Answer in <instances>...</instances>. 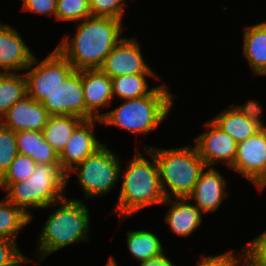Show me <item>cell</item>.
<instances>
[{
  "instance_id": "8",
  "label": "cell",
  "mask_w": 266,
  "mask_h": 266,
  "mask_svg": "<svg viewBox=\"0 0 266 266\" xmlns=\"http://www.w3.org/2000/svg\"><path fill=\"white\" fill-rule=\"evenodd\" d=\"M74 70V67L56 48L48 53L45 59L39 60L34 56L31 64L24 71L27 96L41 103L49 94L63 85Z\"/></svg>"
},
{
  "instance_id": "11",
  "label": "cell",
  "mask_w": 266,
  "mask_h": 266,
  "mask_svg": "<svg viewBox=\"0 0 266 266\" xmlns=\"http://www.w3.org/2000/svg\"><path fill=\"white\" fill-rule=\"evenodd\" d=\"M50 116L74 115L84 120L95 119L86 109L82 70H74L58 89L49 94L42 102Z\"/></svg>"
},
{
  "instance_id": "24",
  "label": "cell",
  "mask_w": 266,
  "mask_h": 266,
  "mask_svg": "<svg viewBox=\"0 0 266 266\" xmlns=\"http://www.w3.org/2000/svg\"><path fill=\"white\" fill-rule=\"evenodd\" d=\"M29 216L22 208L8 201L0 199V238L17 242L20 231L31 223Z\"/></svg>"
},
{
  "instance_id": "37",
  "label": "cell",
  "mask_w": 266,
  "mask_h": 266,
  "mask_svg": "<svg viewBox=\"0 0 266 266\" xmlns=\"http://www.w3.org/2000/svg\"><path fill=\"white\" fill-rule=\"evenodd\" d=\"M105 266H120V265H118V263L116 262V260H115V258L113 256H110L107 259V262H106Z\"/></svg>"
},
{
  "instance_id": "15",
  "label": "cell",
  "mask_w": 266,
  "mask_h": 266,
  "mask_svg": "<svg viewBox=\"0 0 266 266\" xmlns=\"http://www.w3.org/2000/svg\"><path fill=\"white\" fill-rule=\"evenodd\" d=\"M227 181L216 167H205L192 191L187 197L204 214L219 209L228 198ZM196 203V204H195Z\"/></svg>"
},
{
  "instance_id": "25",
  "label": "cell",
  "mask_w": 266,
  "mask_h": 266,
  "mask_svg": "<svg viewBox=\"0 0 266 266\" xmlns=\"http://www.w3.org/2000/svg\"><path fill=\"white\" fill-rule=\"evenodd\" d=\"M153 76L159 80L156 74H133L121 75L111 78L113 99L118 97L120 100L133 99L149 95L155 88H149L147 77Z\"/></svg>"
},
{
  "instance_id": "35",
  "label": "cell",
  "mask_w": 266,
  "mask_h": 266,
  "mask_svg": "<svg viewBox=\"0 0 266 266\" xmlns=\"http://www.w3.org/2000/svg\"><path fill=\"white\" fill-rule=\"evenodd\" d=\"M139 266H175L176 264H174V262H172V260H170V258H168L166 256V253H163L162 255L140 262Z\"/></svg>"
},
{
  "instance_id": "31",
  "label": "cell",
  "mask_w": 266,
  "mask_h": 266,
  "mask_svg": "<svg viewBox=\"0 0 266 266\" xmlns=\"http://www.w3.org/2000/svg\"><path fill=\"white\" fill-rule=\"evenodd\" d=\"M17 243L0 238V266H23L24 263H35L34 259L22 253Z\"/></svg>"
},
{
  "instance_id": "12",
  "label": "cell",
  "mask_w": 266,
  "mask_h": 266,
  "mask_svg": "<svg viewBox=\"0 0 266 266\" xmlns=\"http://www.w3.org/2000/svg\"><path fill=\"white\" fill-rule=\"evenodd\" d=\"M207 131L194 138V145L206 167H216L220 163L231 168L234 165L237 143L223 132L211 119L204 123Z\"/></svg>"
},
{
  "instance_id": "18",
  "label": "cell",
  "mask_w": 266,
  "mask_h": 266,
  "mask_svg": "<svg viewBox=\"0 0 266 266\" xmlns=\"http://www.w3.org/2000/svg\"><path fill=\"white\" fill-rule=\"evenodd\" d=\"M82 88L86 109L95 118H101L102 109L108 108L114 101L111 78L100 69H84Z\"/></svg>"
},
{
  "instance_id": "7",
  "label": "cell",
  "mask_w": 266,
  "mask_h": 266,
  "mask_svg": "<svg viewBox=\"0 0 266 266\" xmlns=\"http://www.w3.org/2000/svg\"><path fill=\"white\" fill-rule=\"evenodd\" d=\"M107 146V144L101 146L67 175L68 184L72 174H78L77 182L84 193V200L105 196L118 184L123 161L120 155Z\"/></svg>"
},
{
  "instance_id": "6",
  "label": "cell",
  "mask_w": 266,
  "mask_h": 266,
  "mask_svg": "<svg viewBox=\"0 0 266 266\" xmlns=\"http://www.w3.org/2000/svg\"><path fill=\"white\" fill-rule=\"evenodd\" d=\"M67 175L60 164L37 163L32 175L9 184L4 191L8 201L22 208L33 221L31 209H45L66 194Z\"/></svg>"
},
{
  "instance_id": "22",
  "label": "cell",
  "mask_w": 266,
  "mask_h": 266,
  "mask_svg": "<svg viewBox=\"0 0 266 266\" xmlns=\"http://www.w3.org/2000/svg\"><path fill=\"white\" fill-rule=\"evenodd\" d=\"M84 121L74 115L50 116L42 130L44 139L60 155L76 128Z\"/></svg>"
},
{
  "instance_id": "9",
  "label": "cell",
  "mask_w": 266,
  "mask_h": 266,
  "mask_svg": "<svg viewBox=\"0 0 266 266\" xmlns=\"http://www.w3.org/2000/svg\"><path fill=\"white\" fill-rule=\"evenodd\" d=\"M263 108L258 100L248 99L245 104H231L219 112L211 120L236 143H240L254 135L265 124L261 117Z\"/></svg>"
},
{
  "instance_id": "36",
  "label": "cell",
  "mask_w": 266,
  "mask_h": 266,
  "mask_svg": "<svg viewBox=\"0 0 266 266\" xmlns=\"http://www.w3.org/2000/svg\"><path fill=\"white\" fill-rule=\"evenodd\" d=\"M244 266H266L256 260L247 250L245 245V257H244Z\"/></svg>"
},
{
  "instance_id": "14",
  "label": "cell",
  "mask_w": 266,
  "mask_h": 266,
  "mask_svg": "<svg viewBox=\"0 0 266 266\" xmlns=\"http://www.w3.org/2000/svg\"><path fill=\"white\" fill-rule=\"evenodd\" d=\"M96 124L102 125L100 118L84 120L76 128L65 149L59 155L60 167L66 175L104 145L95 136Z\"/></svg>"
},
{
  "instance_id": "32",
  "label": "cell",
  "mask_w": 266,
  "mask_h": 266,
  "mask_svg": "<svg viewBox=\"0 0 266 266\" xmlns=\"http://www.w3.org/2000/svg\"><path fill=\"white\" fill-rule=\"evenodd\" d=\"M238 255L233 250H228L219 255H203L196 266H244L245 245Z\"/></svg>"
},
{
  "instance_id": "10",
  "label": "cell",
  "mask_w": 266,
  "mask_h": 266,
  "mask_svg": "<svg viewBox=\"0 0 266 266\" xmlns=\"http://www.w3.org/2000/svg\"><path fill=\"white\" fill-rule=\"evenodd\" d=\"M262 191L266 187V125L237 144L234 165L230 168Z\"/></svg>"
},
{
  "instance_id": "34",
  "label": "cell",
  "mask_w": 266,
  "mask_h": 266,
  "mask_svg": "<svg viewBox=\"0 0 266 266\" xmlns=\"http://www.w3.org/2000/svg\"><path fill=\"white\" fill-rule=\"evenodd\" d=\"M248 252L259 262L266 265V229L246 244Z\"/></svg>"
},
{
  "instance_id": "33",
  "label": "cell",
  "mask_w": 266,
  "mask_h": 266,
  "mask_svg": "<svg viewBox=\"0 0 266 266\" xmlns=\"http://www.w3.org/2000/svg\"><path fill=\"white\" fill-rule=\"evenodd\" d=\"M22 11L41 14L43 16L54 17L56 15V1L57 0H22Z\"/></svg>"
},
{
  "instance_id": "27",
  "label": "cell",
  "mask_w": 266,
  "mask_h": 266,
  "mask_svg": "<svg viewBox=\"0 0 266 266\" xmlns=\"http://www.w3.org/2000/svg\"><path fill=\"white\" fill-rule=\"evenodd\" d=\"M92 17L89 0H57L55 20L80 22Z\"/></svg>"
},
{
  "instance_id": "16",
  "label": "cell",
  "mask_w": 266,
  "mask_h": 266,
  "mask_svg": "<svg viewBox=\"0 0 266 266\" xmlns=\"http://www.w3.org/2000/svg\"><path fill=\"white\" fill-rule=\"evenodd\" d=\"M34 56L20 32L0 22V73H21Z\"/></svg>"
},
{
  "instance_id": "17",
  "label": "cell",
  "mask_w": 266,
  "mask_h": 266,
  "mask_svg": "<svg viewBox=\"0 0 266 266\" xmlns=\"http://www.w3.org/2000/svg\"><path fill=\"white\" fill-rule=\"evenodd\" d=\"M49 117L50 115L42 103L26 96L6 112L0 123L15 132L42 131Z\"/></svg>"
},
{
  "instance_id": "3",
  "label": "cell",
  "mask_w": 266,
  "mask_h": 266,
  "mask_svg": "<svg viewBox=\"0 0 266 266\" xmlns=\"http://www.w3.org/2000/svg\"><path fill=\"white\" fill-rule=\"evenodd\" d=\"M143 151L147 153L151 161L136 148L135 156L127 162L126 169L122 170V164L120 167L121 187L117 204L112 211L120 215V225L122 221L124 222L138 211L149 206L162 205L166 199L161 186L157 161L148 149Z\"/></svg>"
},
{
  "instance_id": "2",
  "label": "cell",
  "mask_w": 266,
  "mask_h": 266,
  "mask_svg": "<svg viewBox=\"0 0 266 266\" xmlns=\"http://www.w3.org/2000/svg\"><path fill=\"white\" fill-rule=\"evenodd\" d=\"M81 200L65 196L46 207L47 209L59 205L45 220L37 238L34 252L38 255L37 266L41 265L46 257L62 248L84 241L90 242L89 206Z\"/></svg>"
},
{
  "instance_id": "26",
  "label": "cell",
  "mask_w": 266,
  "mask_h": 266,
  "mask_svg": "<svg viewBox=\"0 0 266 266\" xmlns=\"http://www.w3.org/2000/svg\"><path fill=\"white\" fill-rule=\"evenodd\" d=\"M22 73H0V121L15 103L27 96L26 79Z\"/></svg>"
},
{
  "instance_id": "19",
  "label": "cell",
  "mask_w": 266,
  "mask_h": 266,
  "mask_svg": "<svg viewBox=\"0 0 266 266\" xmlns=\"http://www.w3.org/2000/svg\"><path fill=\"white\" fill-rule=\"evenodd\" d=\"M163 205L171 206L164 221L169 230L179 237L190 236L203 222V213L188 198L165 199Z\"/></svg>"
},
{
  "instance_id": "1",
  "label": "cell",
  "mask_w": 266,
  "mask_h": 266,
  "mask_svg": "<svg viewBox=\"0 0 266 266\" xmlns=\"http://www.w3.org/2000/svg\"><path fill=\"white\" fill-rule=\"evenodd\" d=\"M76 27L72 37L65 34L55 47L75 70L99 69L124 38L123 21L114 17L92 16L77 22Z\"/></svg>"
},
{
  "instance_id": "21",
  "label": "cell",
  "mask_w": 266,
  "mask_h": 266,
  "mask_svg": "<svg viewBox=\"0 0 266 266\" xmlns=\"http://www.w3.org/2000/svg\"><path fill=\"white\" fill-rule=\"evenodd\" d=\"M18 153L27 155L36 164H60L58 153L44 139L42 131L16 132Z\"/></svg>"
},
{
  "instance_id": "20",
  "label": "cell",
  "mask_w": 266,
  "mask_h": 266,
  "mask_svg": "<svg viewBox=\"0 0 266 266\" xmlns=\"http://www.w3.org/2000/svg\"><path fill=\"white\" fill-rule=\"evenodd\" d=\"M243 31L244 58L254 75L266 76V24L248 25Z\"/></svg>"
},
{
  "instance_id": "29",
  "label": "cell",
  "mask_w": 266,
  "mask_h": 266,
  "mask_svg": "<svg viewBox=\"0 0 266 266\" xmlns=\"http://www.w3.org/2000/svg\"><path fill=\"white\" fill-rule=\"evenodd\" d=\"M18 154L16 132L0 123V179Z\"/></svg>"
},
{
  "instance_id": "30",
  "label": "cell",
  "mask_w": 266,
  "mask_h": 266,
  "mask_svg": "<svg viewBox=\"0 0 266 266\" xmlns=\"http://www.w3.org/2000/svg\"><path fill=\"white\" fill-rule=\"evenodd\" d=\"M125 0H89V8L93 17H114L124 19L129 4Z\"/></svg>"
},
{
  "instance_id": "23",
  "label": "cell",
  "mask_w": 266,
  "mask_h": 266,
  "mask_svg": "<svg viewBox=\"0 0 266 266\" xmlns=\"http://www.w3.org/2000/svg\"><path fill=\"white\" fill-rule=\"evenodd\" d=\"M126 235L127 248L139 263L165 253L164 245L159 237L151 231L146 229L129 230Z\"/></svg>"
},
{
  "instance_id": "13",
  "label": "cell",
  "mask_w": 266,
  "mask_h": 266,
  "mask_svg": "<svg viewBox=\"0 0 266 266\" xmlns=\"http://www.w3.org/2000/svg\"><path fill=\"white\" fill-rule=\"evenodd\" d=\"M141 44L135 37H124L106 56L99 68L110 78L121 75L156 74L144 60Z\"/></svg>"
},
{
  "instance_id": "28",
  "label": "cell",
  "mask_w": 266,
  "mask_h": 266,
  "mask_svg": "<svg viewBox=\"0 0 266 266\" xmlns=\"http://www.w3.org/2000/svg\"><path fill=\"white\" fill-rule=\"evenodd\" d=\"M35 165L36 162L29 156L18 153L7 172L0 179L1 190H4L11 183L27 179L32 175Z\"/></svg>"
},
{
  "instance_id": "4",
  "label": "cell",
  "mask_w": 266,
  "mask_h": 266,
  "mask_svg": "<svg viewBox=\"0 0 266 266\" xmlns=\"http://www.w3.org/2000/svg\"><path fill=\"white\" fill-rule=\"evenodd\" d=\"M177 95L170 92L169 85L161 83L144 97L122 100L117 108L103 112V125L115 126L130 133L147 135L158 129L170 114Z\"/></svg>"
},
{
  "instance_id": "5",
  "label": "cell",
  "mask_w": 266,
  "mask_h": 266,
  "mask_svg": "<svg viewBox=\"0 0 266 266\" xmlns=\"http://www.w3.org/2000/svg\"><path fill=\"white\" fill-rule=\"evenodd\" d=\"M155 157L161 186L166 199L187 198L206 165L194 145L179 148H155L143 145Z\"/></svg>"
}]
</instances>
